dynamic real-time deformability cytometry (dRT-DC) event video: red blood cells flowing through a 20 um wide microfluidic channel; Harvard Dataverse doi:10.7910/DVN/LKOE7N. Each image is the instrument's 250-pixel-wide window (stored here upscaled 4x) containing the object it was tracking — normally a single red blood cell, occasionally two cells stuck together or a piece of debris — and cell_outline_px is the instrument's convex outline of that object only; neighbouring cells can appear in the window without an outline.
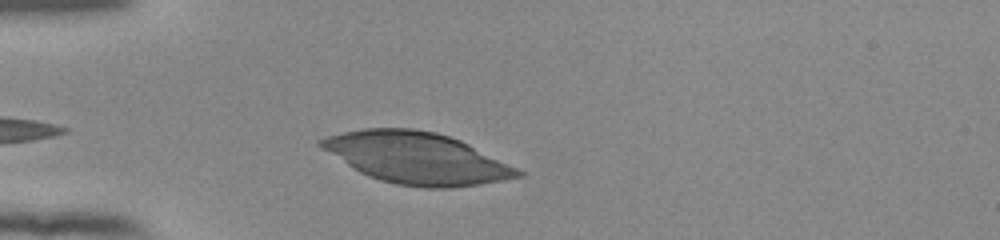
{"species": "human", "species_latin": "Homo sapiens", "temperature_condition": "room temperature", "stored_images_in_passage": 36, "camera_frame_rate_fps": 3000, "um_per_image_px": 0.085, "donor": {"sex": "female"}, "frame": {"image": 1, "passage_image": 3, "time_ms": 0.667, "image_size_px": [1000, 240], "cell_outline_px": [[524, 176], [504, 180], [480, 184], [448, 188], [424, 188], [396, 184], [380, 180], [368, 176], [352, 168], [320, 148], [316, 144], [316, 140], [328, 136], [344, 132], [364, 128], [412, 128], [436, 132], [460, 140], [524, 172]], "centroid_in_image_um": [35.37, 13.43], "position_along_channel_um": 49.6, "area_um2": 58.72}}